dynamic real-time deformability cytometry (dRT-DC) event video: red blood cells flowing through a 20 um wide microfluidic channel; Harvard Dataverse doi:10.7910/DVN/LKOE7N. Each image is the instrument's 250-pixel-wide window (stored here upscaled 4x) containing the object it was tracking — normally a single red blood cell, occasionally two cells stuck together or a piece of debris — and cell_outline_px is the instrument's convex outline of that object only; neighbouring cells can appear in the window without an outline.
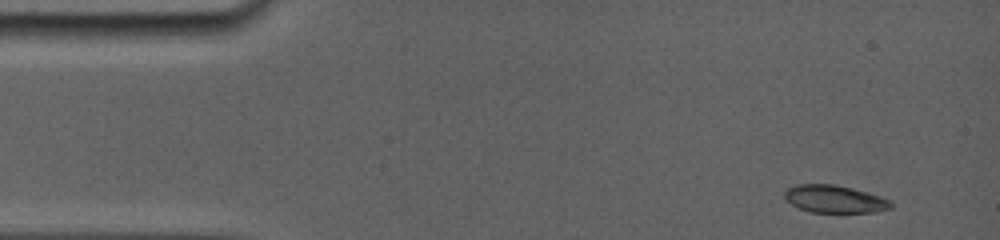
{"species": "common noctule bat (a hibernating species)", "species_latin": "Nyctalus noctula", "temperature_condition": "room temperature", "stored_images_in_passage": 31, "camera_frame_rate_fps": 5000, "um_per_image_px": 0.085, "animal": {"sex": "female", "body_mass_g": 19.0, "forearm_length_mm": 56.7}, "frame": {"image": 1, "passage_image": 1, "time_ms": 0.0, "image_size_px": [1000, 240], "cell_outline_px": [[892, 208], [876, 212], [808, 212], [784, 200], [784, 192], [788, 188], [796, 184], [832, 184], [852, 188], [880, 196], [892, 200]], "centroid_in_image_um": [70.94, 16.92], "position_along_channel_um": 14.1, "area_um2": 17.17}}
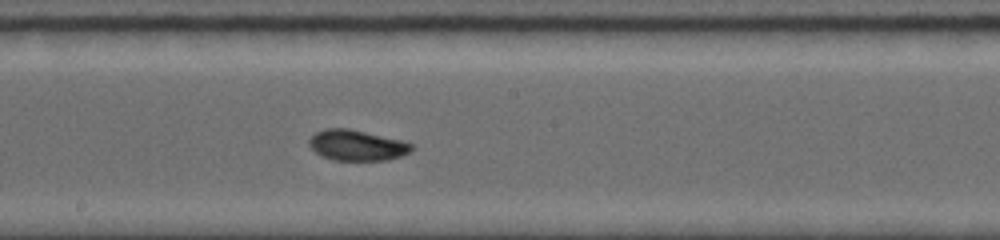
{"frame": {"image": 2, "passage_image": 17, "time_ms": 7.8, "image_size_px": [1000, 240], "cell_outline_px": [[412, 148], [408, 152], [400, 156], [388, 160], [332, 160], [320, 156], [308, 144], [308, 140], [316, 132], [324, 128], [348, 128], [400, 140], [412, 144]], "centroid_in_image_um": [30.28, 12.35], "position_along_channel_um": 217.9, "area_um2": 18.15}}
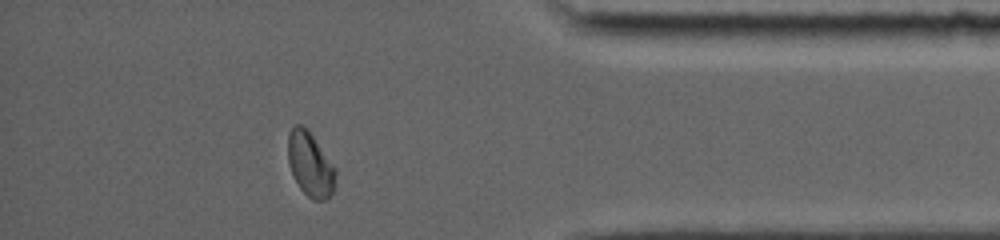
{"frame": {"image": 3, "passage_image": 29, "time_ms": 13.2, "image_size_px": [1000, 240], "cell_outline_px": [[336, 188], [324, 200], [312, 200], [300, 188], [288, 164], [288, 132], [296, 124], [300, 124], [312, 136], [336, 168]], "centroid_in_image_um": [26.38, 14.0], "position_along_channel_um": 408.8, "area_um2": 17.63}, "authors_computed_cell_mechanics": {"area_um2": 17.5134, "velocity_mm_per_s": 3.8226, "shape_relaxation_time_tau1_ms": 4.1926, "shape_relaxation_time_tau2_ms": null, "deformation_change_tau1": 0.0946, "deformation_change_tau2": null}}